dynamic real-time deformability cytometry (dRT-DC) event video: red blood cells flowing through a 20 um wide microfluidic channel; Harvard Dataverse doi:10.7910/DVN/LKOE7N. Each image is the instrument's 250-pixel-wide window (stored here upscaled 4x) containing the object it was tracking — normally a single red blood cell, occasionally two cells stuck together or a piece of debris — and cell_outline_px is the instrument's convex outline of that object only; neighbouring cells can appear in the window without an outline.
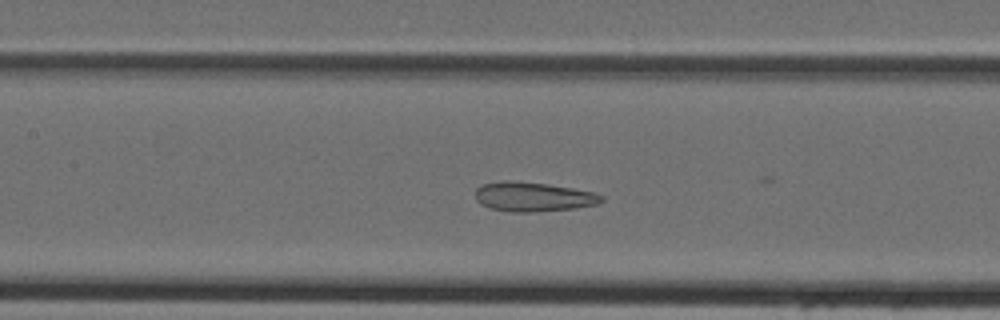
{"species": "Egyptian fruit bat (a non-hibernating species)", "species_latin": "Rousettus aegyptiacus", "temperature_condition": "cold", "stored_images_in_passage": 43, "camera_frame_rate_fps": 3000, "um_per_image_px": 0.085, "animal": {"sex": "female"}, "frame": {"image": 1, "passage_image": 18, "time_ms": 5.667, "image_size_px": [1000, 320], "cell_outline_px": [[604, 200], [596, 204], [576, 208], [532, 212], [512, 212], [492, 208], [480, 204], [476, 200], [476, 188], [484, 184], [500, 180], [512, 180], [548, 184], [572, 188], [592, 192], [604, 196]], "centroid_in_image_um": [45.31, 16.72], "position_along_channel_um": 162.1, "area_um2": 21.62}}
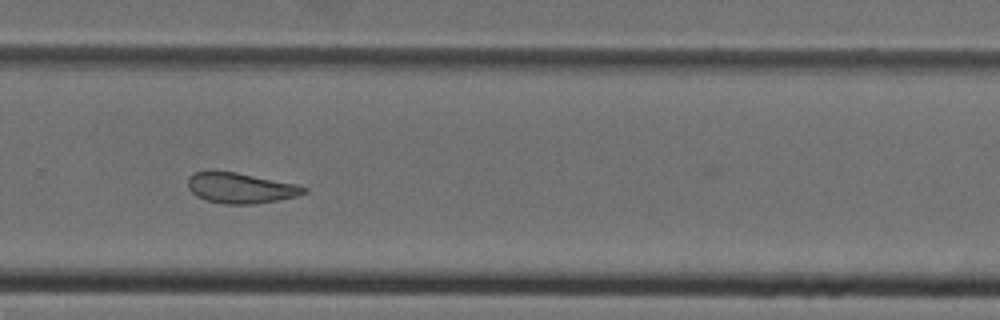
{"frame": {"image": 2, "passage_image": 28, "time_ms": 9.0, "image_size_px": [1000, 320], "cell_outline_px": [[308, 192], [296, 196], [276, 200], [252, 204], [224, 204], [204, 200], [196, 196], [188, 188], [188, 176], [192, 172], [236, 172], [296, 184], [308, 188]], "centroid_in_image_um": [20.43, 15.99], "position_along_channel_um": 309.4, "area_um2": 20.46}}
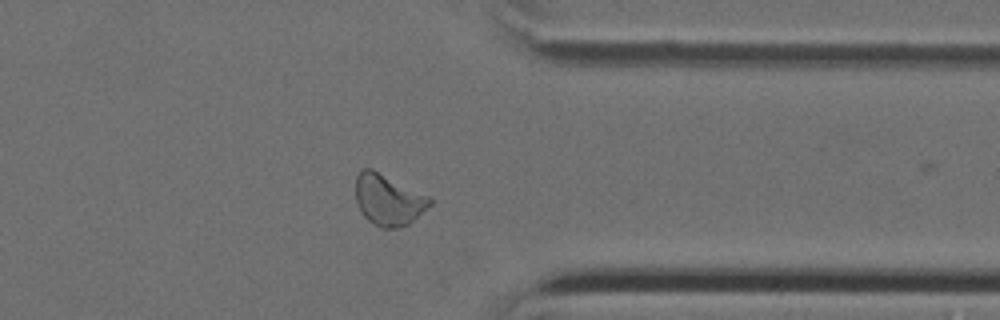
{"frame": {"image": 3, "passage_image": 33, "time_ms": 10.667, "image_size_px": [1000, 320], "cell_outline_px": [[432, 204], [408, 224], [400, 228], [380, 228], [372, 224], [364, 216], [356, 204], [356, 176], [360, 168], [372, 168], [432, 196]], "centroid_in_image_um": [33.02, 16.96], "position_along_channel_um": 378.4, "area_um2": 22.6}}